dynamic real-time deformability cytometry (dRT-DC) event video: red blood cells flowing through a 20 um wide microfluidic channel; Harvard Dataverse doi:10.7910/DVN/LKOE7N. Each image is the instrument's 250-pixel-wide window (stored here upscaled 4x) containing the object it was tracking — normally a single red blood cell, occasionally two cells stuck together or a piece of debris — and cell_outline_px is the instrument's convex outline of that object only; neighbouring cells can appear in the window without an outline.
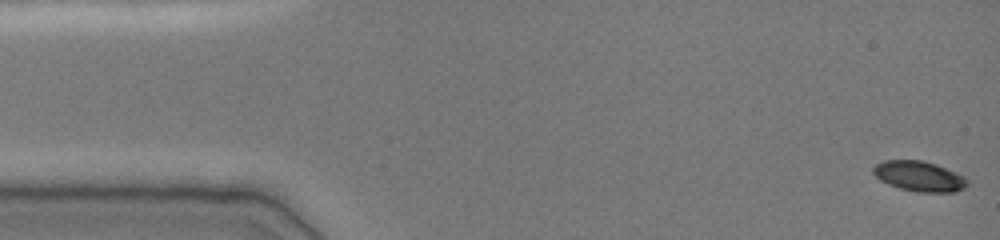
{"species": "common noctule bat (a hibernating species)", "species_latin": "Nyctalus noctula", "temperature_condition": "cold", "stored_images_in_passage": 48, "camera_frame_rate_fps": 3000, "um_per_image_px": 0.085, "animal": {"sex": "female", "body_mass_g": 19.0, "forearm_length_mm": 51.5}, "frame": {"image": 1, "passage_image": 1, "time_ms": 0.0, "image_size_px": [1000, 240], "cell_outline_px": [[968, 184], [964, 188], [956, 192], [916, 192], [900, 188], [888, 184], [880, 180], [872, 172], [872, 168], [876, 164], [884, 160], [920, 160], [936, 164], [956, 172], [964, 176], [968, 180]], "centroid_in_image_um": [78.14, 14.98], "position_along_channel_um": 6.9, "area_um2": 16.65}}
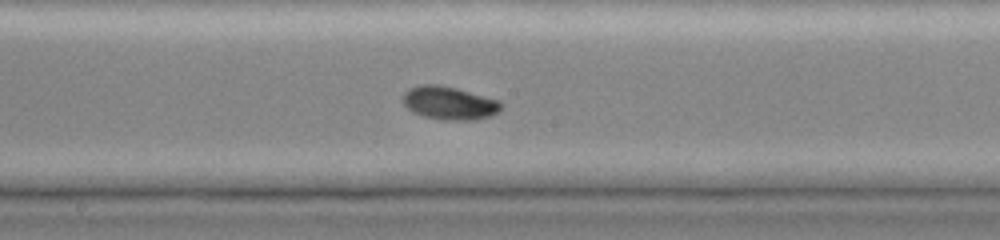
{"frame": {"image": 2, "passage_image": 22, "time_ms": 8.333, "image_size_px": [1000, 240], "cell_outline_px": [[504, 104], [500, 112], [488, 116], [472, 120], [444, 120], [424, 116], [412, 112], [400, 100], [404, 92], [408, 88], [420, 84], [440, 84], [456, 88], [500, 100]], "centroid_in_image_um": [38.18, 8.74], "position_along_channel_um": 210.0, "area_um2": 19.31}}
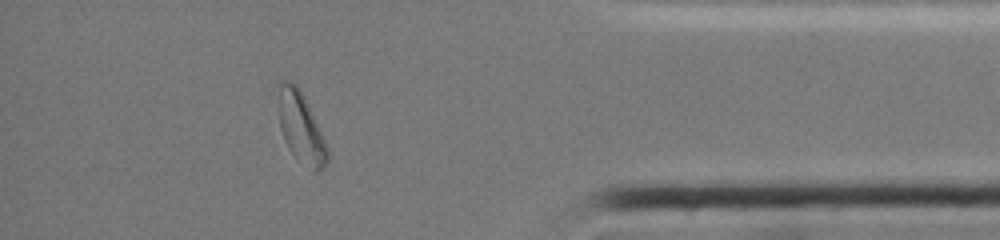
{"frame": {"image": 3, "passage_image": 41, "time_ms": 14.0, "image_size_px": [1000, 240], "cell_outline_px": [[328, 160], [316, 172], [312, 172], [296, 160], [288, 148], [284, 140], [280, 128], [276, 84], [280, 80], [288, 80], [296, 84], [304, 96], [328, 148]], "centroid_in_image_um": [25.52, 10.82], "position_along_channel_um": 409.7, "area_um2": 20.46}, "authors_computed_cell_mechanics": {"area_um2": 18.207, "velocity_mm_per_s": 3.8992, "shape_relaxation_time_tau1_ms": 3.2379, "shape_relaxation_time_tau2_ms": null, "deformation_change_tau1": 0.1188, "deformation_change_tau2": null}}